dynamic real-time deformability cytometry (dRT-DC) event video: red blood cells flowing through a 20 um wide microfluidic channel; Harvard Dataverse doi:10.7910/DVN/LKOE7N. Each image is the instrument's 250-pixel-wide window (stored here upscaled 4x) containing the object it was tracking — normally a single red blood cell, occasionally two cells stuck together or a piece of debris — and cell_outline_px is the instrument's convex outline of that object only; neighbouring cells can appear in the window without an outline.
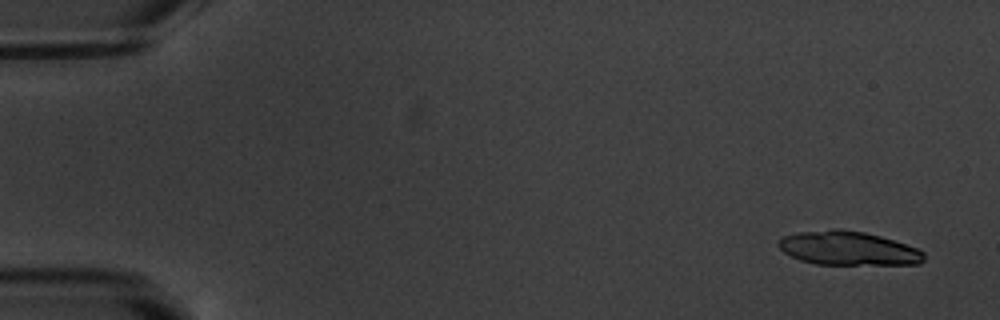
{"species": "common noctule bat (a hibernating species)", "species_latin": "Nyctalus noctula", "temperature_condition": "warm", "stored_images_in_passage": 5, "camera_frame_rate_fps": 3000, "um_per_image_px": 0.085, "animal": {"sex": "male", "body_mass_g": 20.1, "forearm_length_mm": 53.5}, "frame": {"image": 1, "passage_image": 1, "time_ms": 0.0, "image_size_px": [1000, 320], "cell_outline_px": [[924, 260], [920, 264], [816, 264], [800, 260], [784, 252], [776, 244], [776, 240], [784, 236], [796, 232], [836, 228], [864, 232], [880, 236], [916, 248], [924, 252]], "centroid_in_image_um": [72.04, 21.1], "position_along_channel_um": 13.0, "area_um2": 28.67}}